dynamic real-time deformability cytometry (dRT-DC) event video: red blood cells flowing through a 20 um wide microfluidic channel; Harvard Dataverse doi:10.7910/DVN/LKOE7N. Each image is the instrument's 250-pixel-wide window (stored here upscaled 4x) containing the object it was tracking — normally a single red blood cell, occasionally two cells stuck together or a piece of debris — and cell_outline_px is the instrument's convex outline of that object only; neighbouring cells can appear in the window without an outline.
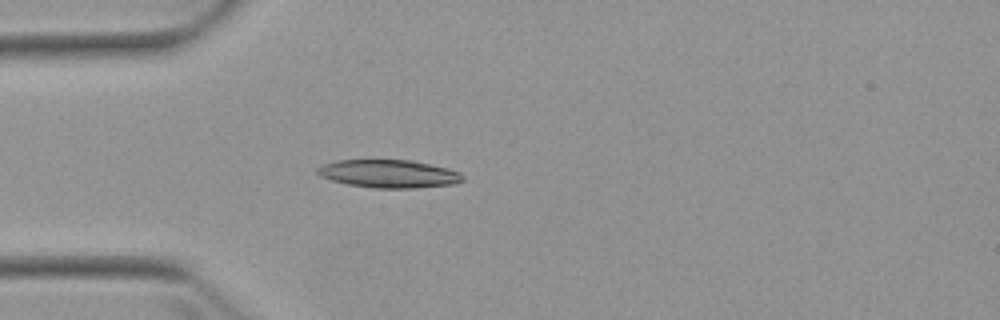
{"species": "Egyptian fruit bat (a non-hibernating species)", "species_latin": "Rousettus aegyptiacus", "temperature_condition": "warm", "stored_images_in_passage": 4, "camera_frame_rate_fps": 3000, "um_per_image_px": 0.085, "animal": {"sex": "female"}, "frame": {"image": 1, "passage_image": 4, "time_ms": 4.333, "image_size_px": [1000, 320], "cell_outline_px": [[464, 180], [456, 184], [412, 188], [372, 188], [348, 184], [332, 180], [320, 176], [316, 172], [316, 168], [320, 164], [336, 160], [412, 160], [448, 168], [460, 172], [464, 176]], "centroid_in_image_um": [33.04, 14.76], "position_along_channel_um": 52.0, "area_um2": 23.93}}